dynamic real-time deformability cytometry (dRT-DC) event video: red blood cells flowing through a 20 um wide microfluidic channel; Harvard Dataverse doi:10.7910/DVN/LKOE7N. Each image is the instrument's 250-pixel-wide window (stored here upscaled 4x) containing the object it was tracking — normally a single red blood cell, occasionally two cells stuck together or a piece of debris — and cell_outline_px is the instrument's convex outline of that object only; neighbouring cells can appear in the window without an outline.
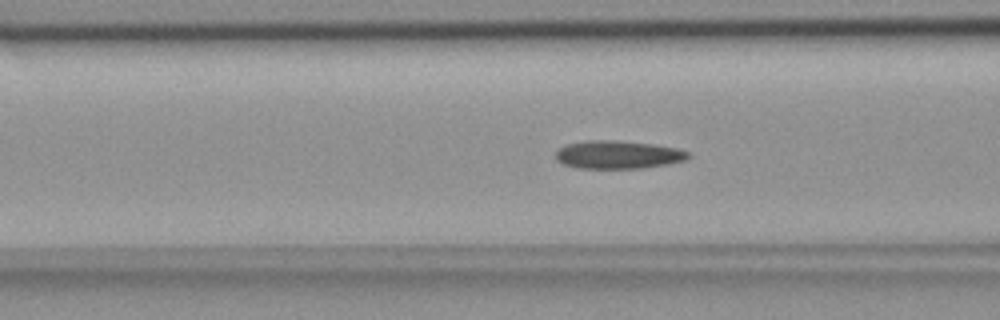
{"species": "common noctule bat (a hibernating species)", "species_latin": "Nyctalus noctula", "temperature_condition": "room temperature", "stored_images_in_passage": 51, "camera_frame_rate_fps": 3000, "um_per_image_px": 0.085, "animal": {"sex": "female", "body_mass_g": 18.4}, "frame": {"image": 1, "passage_image": 17, "time_ms": 5.333, "image_size_px": [1000, 320], "cell_outline_px": [[692, 156], [684, 160], [668, 164], [644, 168], [576, 168], [564, 164], [556, 160], [556, 152], [560, 148], [568, 144], [588, 140], [612, 140], [652, 144], [676, 148], [688, 152]], "centroid_in_image_um": [52.53, 13.15], "position_along_channel_um": 114.1, "area_um2": 21.56}}
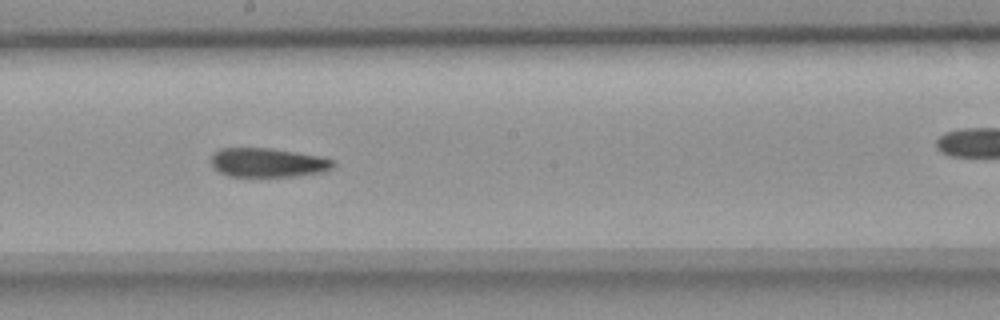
{"frame": {"image": 2, "passage_image": 26, "time_ms": 8.333, "image_size_px": [1000, 320], "cell_outline_px": [[336, 164], [332, 168], [324, 172], [296, 176], [228, 176], [220, 172], [212, 164], [212, 152], [220, 148], [272, 148], [320, 156], [336, 160]], "centroid_in_image_um": [22.81, 13.81], "position_along_channel_um": 225.4, "area_um2": 20.81}}
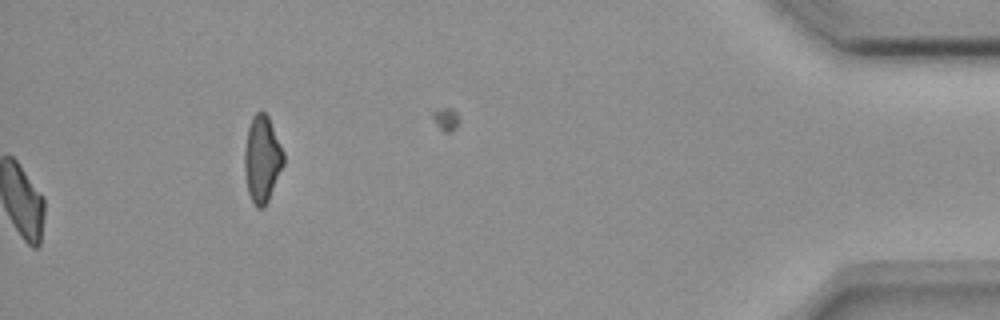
{"frame": {"image": 3, "passage_image": 51, "time_ms": 16.667, "image_size_px": [1000, 320], "cell_outline_px": [[284, 164], [268, 200], [264, 208], [256, 208], [248, 192], [244, 172], [244, 152], [248, 128], [252, 116], [256, 112], [264, 112], [268, 116], [284, 152]], "centroid_in_image_um": [22.27, 13.52], "position_along_channel_um": 412.9, "area_um2": 19.65}, "authors_computed_cell_mechanics": {"area_um2": 21.2704, "velocity_mm_per_s": 3.7213, "shape_relaxation_time_tau1_ms": null, "shape_relaxation_time_tau2_ms": 8.1938, "deformation_change_tau1": null, "deformation_change_tau2": 0.1662}}